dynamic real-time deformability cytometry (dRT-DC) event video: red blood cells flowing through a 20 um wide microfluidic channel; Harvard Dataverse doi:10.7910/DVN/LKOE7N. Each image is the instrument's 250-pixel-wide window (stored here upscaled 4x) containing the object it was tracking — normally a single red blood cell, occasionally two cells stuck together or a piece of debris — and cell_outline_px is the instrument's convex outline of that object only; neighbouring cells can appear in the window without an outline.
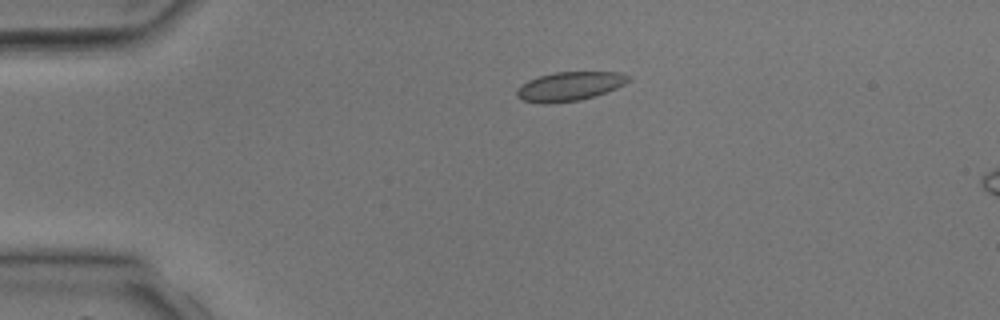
{"species": "common noctule bat (a hibernating species)", "species_latin": "Nyctalus noctula", "temperature_condition": "room temperature", "stored_images_in_passage": 2, "segment_of_instrument_passage": [1, 2], "camera_frame_rate_fps": 3000, "um_per_image_px": 0.085, "animal": {"sex": "male", "body_mass_g": 17.9, "forearm_length_mm": 54.2}, "frame": {"image": 1, "passage_image": 1, "time_ms": 0.0, "image_size_px": [1000, 320], "cell_outline_px": [[632, 80], [616, 88], [596, 96], [580, 100], [544, 104], [520, 100], [516, 96], [516, 92], [520, 84], [528, 80], [540, 76], [556, 72], [620, 72], [632, 76]], "centroid_in_image_um": [48.42, 7.34], "position_along_channel_um": 36.6, "area_um2": 19.07}}